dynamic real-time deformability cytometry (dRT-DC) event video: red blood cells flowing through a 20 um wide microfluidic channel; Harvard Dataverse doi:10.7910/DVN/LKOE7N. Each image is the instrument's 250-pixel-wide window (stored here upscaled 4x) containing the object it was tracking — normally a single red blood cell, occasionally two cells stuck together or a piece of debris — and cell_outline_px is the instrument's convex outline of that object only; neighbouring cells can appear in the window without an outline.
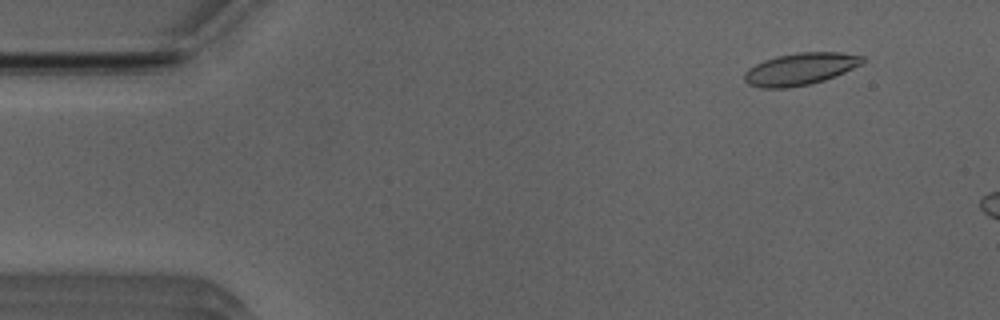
{"species": "Egyptian fruit bat (a non-hibernating species)", "species_latin": "Rousettus aegyptiacus", "temperature_condition": "room temperature", "stored_images_in_passage": 44, "camera_frame_rate_fps": 3000, "um_per_image_px": 0.085, "animal": {"sex": "male"}, "frame": {"image": 1, "passage_image": 2, "time_ms": 0.333, "image_size_px": [1000, 320], "cell_outline_px": [[864, 60], [860, 64], [844, 72], [824, 80], [808, 84], [788, 88], [760, 88], [748, 84], [744, 80], [744, 72], [748, 68], [764, 60], [776, 56], [796, 52], [840, 52], [864, 56]], "centroid_in_image_um": [67.97, 5.86], "position_along_channel_um": 17.0, "area_um2": 22.02}}
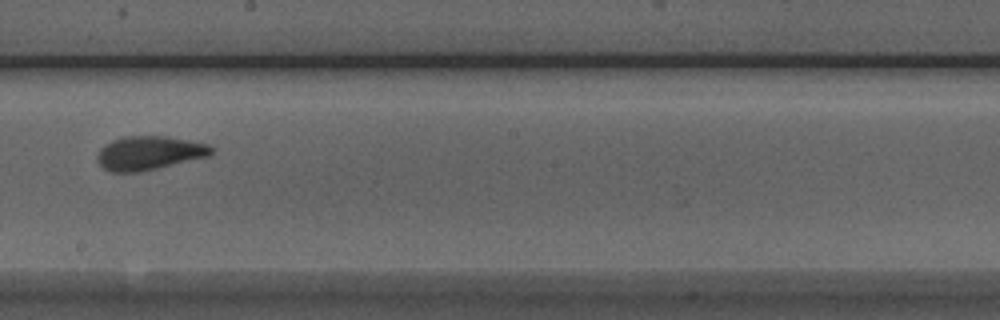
{"frame": {"image": 2, "passage_image": 26, "time_ms": 8.333, "image_size_px": [1000, 320], "cell_outline_px": [[216, 148], [208, 156], [140, 172], [112, 172], [104, 168], [96, 160], [96, 156], [100, 148], [104, 144], [112, 140], [124, 136], [164, 136], [188, 140], [208, 144]], "centroid_in_image_um": [12.65, 13.0], "position_along_channel_um": 235.5, "area_um2": 22.48}}
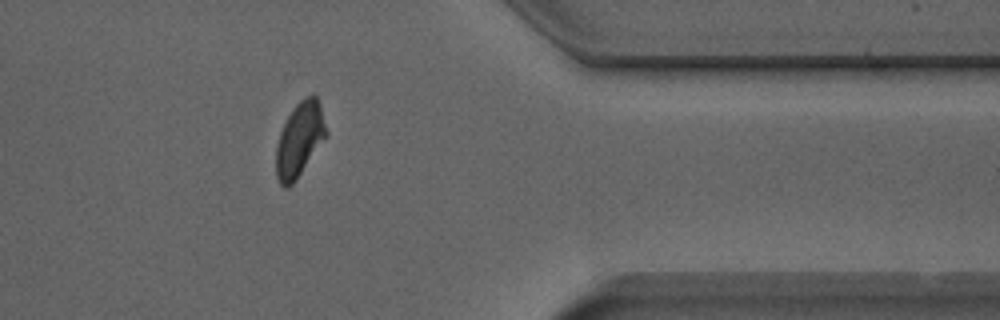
{"frame": {"image": 3, "passage_image": 39, "time_ms": 12.667, "image_size_px": [1000, 320], "cell_outline_px": [[328, 136], [296, 180], [288, 188], [284, 188], [280, 184], [276, 176], [276, 144], [280, 132], [292, 108], [304, 96], [316, 96], [320, 104], [328, 132]], "centroid_in_image_um": [25.47, 11.87], "position_along_channel_um": 385.9, "area_um2": 21.91}}